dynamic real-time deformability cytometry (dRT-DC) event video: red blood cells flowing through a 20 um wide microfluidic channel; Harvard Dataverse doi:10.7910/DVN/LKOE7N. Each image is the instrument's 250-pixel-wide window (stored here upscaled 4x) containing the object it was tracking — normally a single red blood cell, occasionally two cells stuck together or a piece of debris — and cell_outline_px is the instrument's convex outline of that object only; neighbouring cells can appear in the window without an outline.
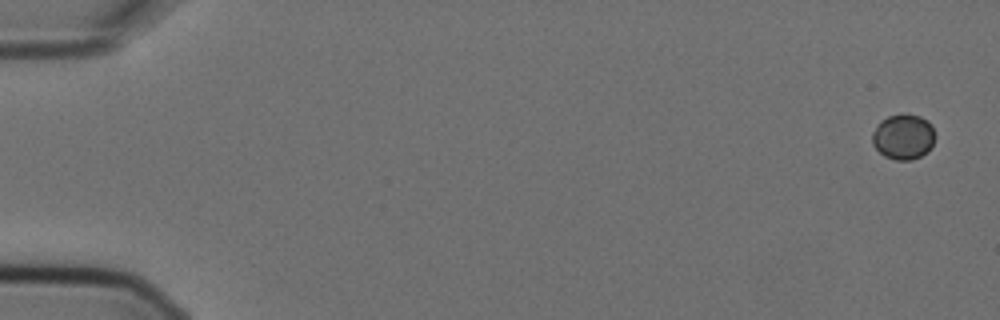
{"species": "Egyptian fruit bat (a non-hibernating species)", "species_latin": "Rousettus aegyptiacus", "temperature_condition": "cold", "stored_images_in_passage": 7, "camera_frame_rate_fps": 3000, "um_per_image_px": 0.085, "animal": {"sex": "female"}, "frame": {"image": 1, "passage_image": 1, "time_ms": 0.0, "image_size_px": [1000, 320], "cell_outline_px": [[936, 136], [928, 152], [912, 160], [896, 160], [884, 156], [872, 144], [872, 132], [880, 120], [888, 116], [920, 116], [928, 120], [932, 124]], "centroid_in_image_um": [76.79, 11.65], "position_along_channel_um": 8.2, "area_um2": 16.53}}
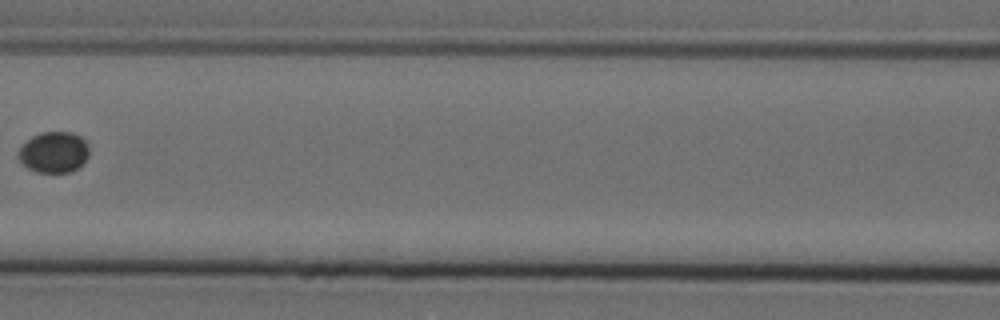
{"frame": {"image": 2, "passage_image": 6, "time_ms": 1.667, "image_size_px": [1000, 320], "cell_outline_px": [[88, 156], [84, 164], [72, 172], [36, 172], [28, 168], [16, 156], [16, 152], [32, 136], [40, 132], [72, 132], [80, 136], [88, 144]], "centroid_in_image_um": [4.59, 12.94], "position_along_channel_um": 162.0, "area_um2": 17.05}}
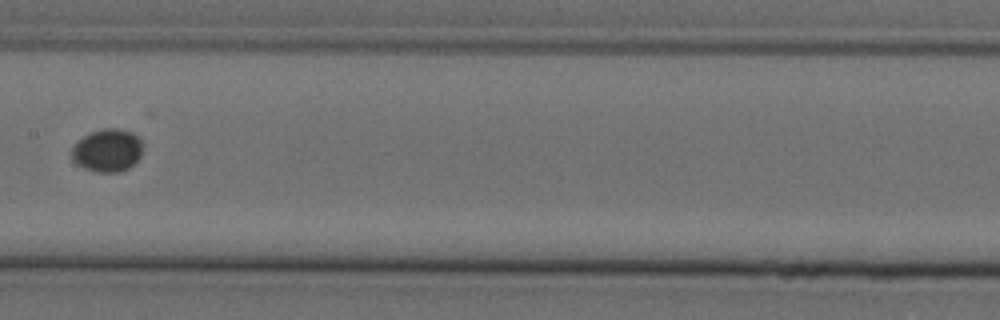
{"frame": {"image": 3, "passage_image": 7, "time_ms": 2.0, "image_size_px": [1000, 320], "cell_outline_px": [[144, 144], [140, 156], [128, 168], [120, 172], [96, 172], [84, 168], [76, 164], [72, 160], [72, 148], [84, 136], [92, 132], [104, 128], [116, 128], [132, 132]], "centroid_in_image_um": [9.14, 12.79], "position_along_channel_um": 198.3, "area_um2": 17.63}}